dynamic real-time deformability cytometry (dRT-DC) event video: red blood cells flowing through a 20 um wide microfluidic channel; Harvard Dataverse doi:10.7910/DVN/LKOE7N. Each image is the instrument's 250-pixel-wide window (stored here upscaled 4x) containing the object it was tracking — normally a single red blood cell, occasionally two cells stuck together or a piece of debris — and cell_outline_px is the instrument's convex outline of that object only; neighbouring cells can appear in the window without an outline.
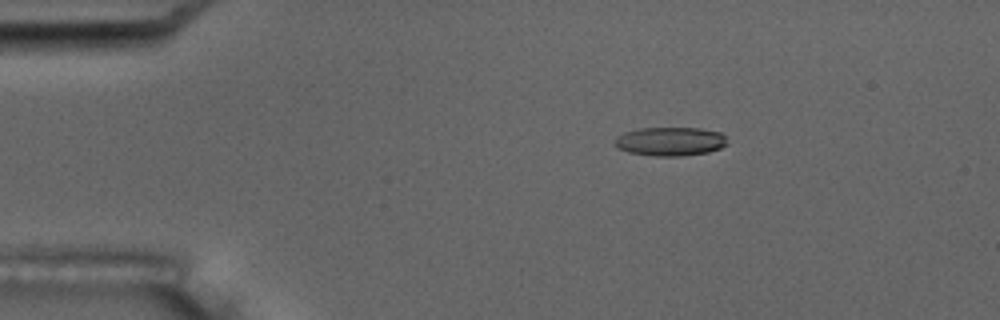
{"species": "common noctule bat (a hibernating species)", "species_latin": "Nyctalus noctula", "temperature_condition": "room temperature", "stored_images_in_passage": 3, "camera_frame_rate_fps": 3000, "um_per_image_px": 0.085, "animal": {"sex": "male", "body_mass_g": 17.5, "forearm_length_mm": 52.3}, "frame": {"image": 1, "passage_image": 2, "time_ms": 2.0, "image_size_px": [1000, 320], "cell_outline_px": [[728, 144], [720, 148], [708, 152], [680, 156], [656, 156], [628, 152], [620, 148], [616, 144], [616, 136], [624, 132], [640, 128], [700, 128], [720, 132], [724, 136]], "centroid_in_image_um": [56.99, 12.01], "position_along_channel_um": 28.0, "area_um2": 18.73}}